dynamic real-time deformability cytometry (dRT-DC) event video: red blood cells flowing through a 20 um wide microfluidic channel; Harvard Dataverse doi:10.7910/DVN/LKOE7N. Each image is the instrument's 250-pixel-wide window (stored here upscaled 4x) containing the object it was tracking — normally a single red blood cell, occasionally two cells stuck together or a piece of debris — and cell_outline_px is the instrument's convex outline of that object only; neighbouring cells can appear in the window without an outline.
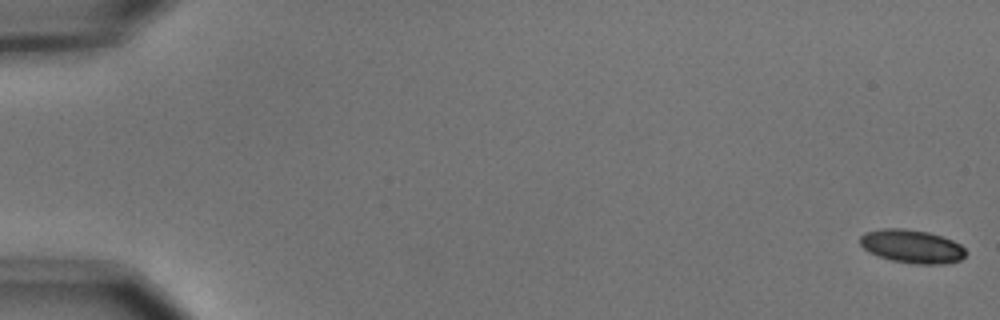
{"species": "common noctule bat (a hibernating species)", "species_latin": "Nyctalus noctula", "temperature_condition": "cold", "stored_images_in_passage": 56, "camera_frame_rate_fps": 3000, "um_per_image_px": 0.085, "animal": {"sex": "male", "body_mass_g": 15.6}, "frame": {"image": 1, "passage_image": 1, "time_ms": 0.0, "image_size_px": [1000, 320], "cell_outline_px": [[968, 252], [960, 260], [944, 264], [916, 264], [892, 260], [868, 252], [860, 244], [860, 236], [864, 232], [884, 228], [904, 228], [928, 232], [952, 240], [960, 244]], "centroid_in_image_um": [77.51, 20.94], "position_along_channel_um": 7.5, "area_um2": 20.58}}
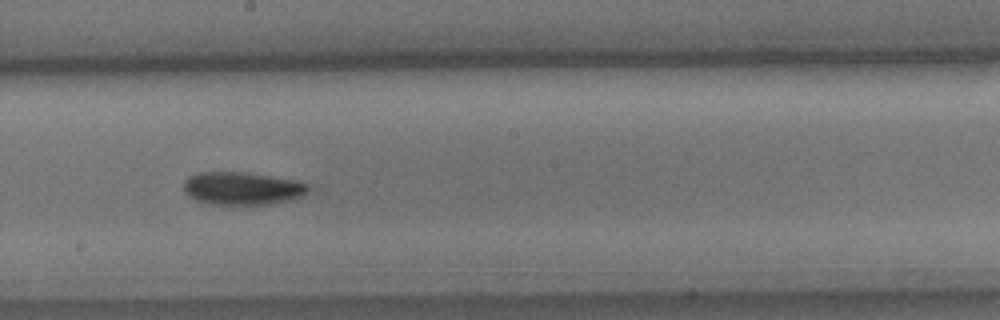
{"frame": {"image": 2, "passage_image": 32, "time_ms": 10.333, "image_size_px": [1000, 320], "cell_outline_px": [[308, 192], [292, 200], [272, 204], [208, 204], [196, 200], [188, 196], [184, 192], [184, 180], [188, 176], [196, 172], [244, 172], [292, 180], [308, 184]], "centroid_in_image_um": [20.53, 16.02], "position_along_channel_um": 227.7, "area_um2": 23.81}}
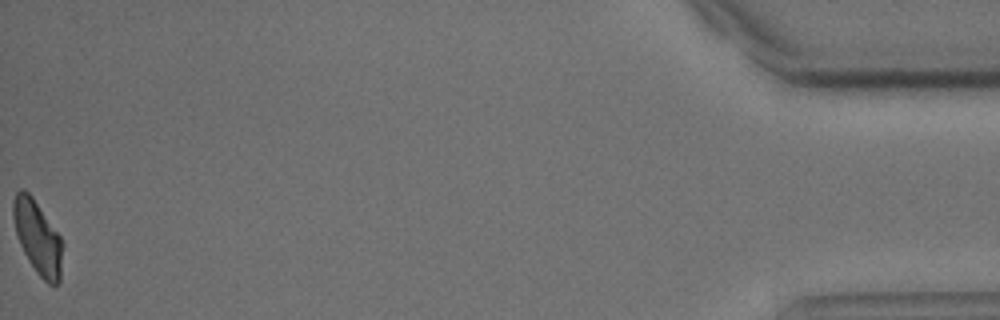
{"frame": {"image": 3, "passage_image": 56, "time_ms": 18.333, "image_size_px": [1000, 320], "cell_outline_px": [[64, 244], [60, 280], [56, 284], [48, 284], [36, 272], [28, 260], [20, 244], [16, 232], [12, 216], [12, 200], [16, 192], [20, 188], [24, 188], [32, 196], [60, 236]], "centroid_in_image_um": [3.2, 20.16], "position_along_channel_um": 432.0, "area_um2": 21.21}, "authors_computed_cell_mechanics": {"area_um2": 22.5709, "velocity_mm_per_s": 3.679, "shape_relaxation_time_tau1_ms": 4.7095, "shape_relaxation_time_tau2_ms": null, "deformation_change_tau1": 0.1335, "deformation_change_tau2": null}}